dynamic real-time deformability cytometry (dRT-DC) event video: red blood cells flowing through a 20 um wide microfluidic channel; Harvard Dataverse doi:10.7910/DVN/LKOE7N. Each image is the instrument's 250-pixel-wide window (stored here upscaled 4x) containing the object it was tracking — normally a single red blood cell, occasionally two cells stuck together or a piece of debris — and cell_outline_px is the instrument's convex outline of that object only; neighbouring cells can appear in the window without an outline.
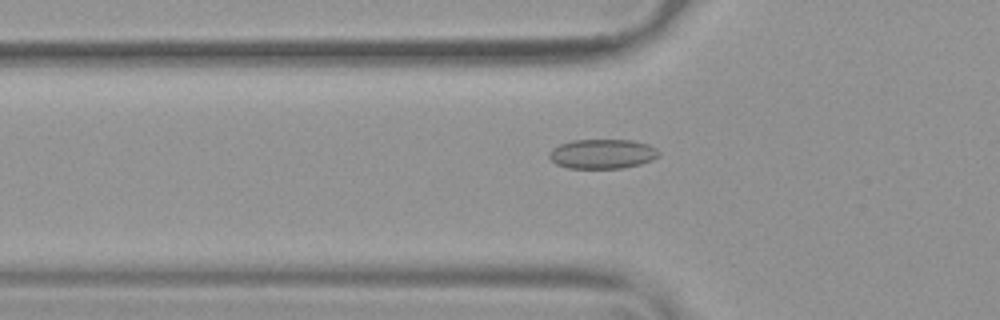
{"species": "common noctule bat (a hibernating species)", "species_latin": "Nyctalus noctula", "temperature_condition": "warm", "stored_images_in_passage": 54, "camera_frame_rate_fps": 3000, "um_per_image_px": 0.085, "animal": {"sex": "female", "body_mass_g": 19.9}, "frame": {"image": 1, "passage_image": 19, "time_ms": 6.0, "image_size_px": [1000, 320], "cell_outline_px": [[660, 156], [652, 160], [640, 164], [624, 168], [568, 168], [556, 164], [548, 156], [548, 152], [552, 148], [560, 144], [572, 140], [632, 140], [648, 144], [656, 148], [660, 152]], "centroid_in_image_um": [51.21, 13.08], "position_along_channel_um": 74.6, "area_um2": 19.02}}
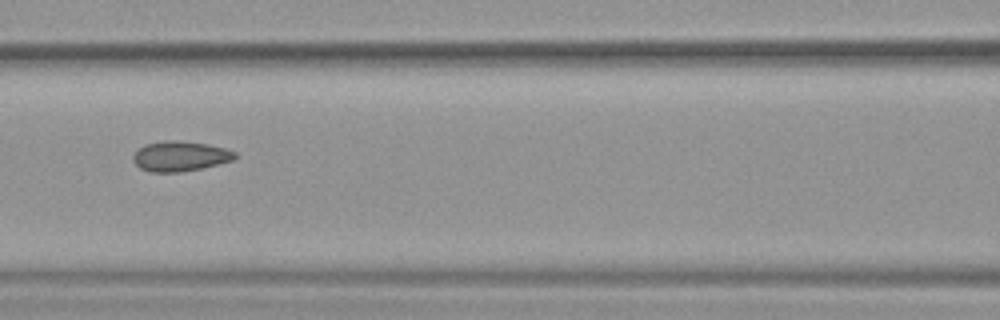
{"frame": {"image": 2, "passage_image": 25, "time_ms": 8.0, "image_size_px": [1000, 320], "cell_outline_px": [[236, 156], [232, 160], [200, 168], [180, 172], [148, 172], [140, 168], [132, 160], [132, 156], [144, 144], [164, 140], [176, 140], [208, 144], [224, 148], [236, 152]], "centroid_in_image_um": [15.26, 13.27], "position_along_channel_um": 151.3, "area_um2": 17.74}}
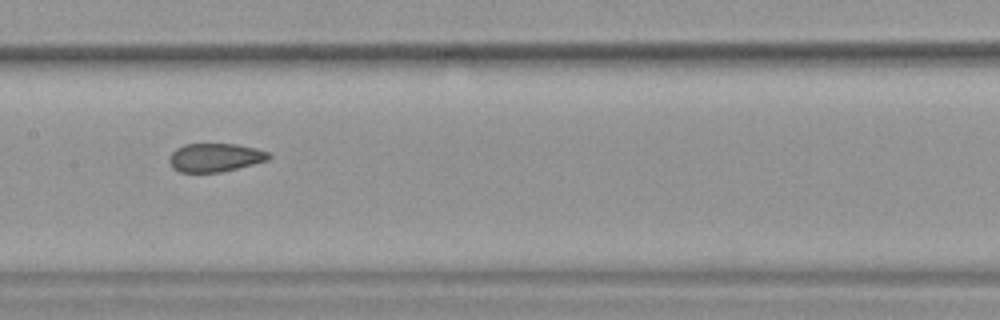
{"frame": {"image": 3, "passage_image": 28, "time_ms": 9.0, "image_size_px": [1000, 320], "cell_outline_px": [[272, 156], [268, 160], [220, 172], [180, 172], [172, 168], [168, 160], [172, 152], [176, 148], [184, 144], [236, 144], [256, 148], [268, 152]], "centroid_in_image_um": [18.26, 13.38], "position_along_channel_um": 189.1, "area_um2": 16.47}, "authors_computed_cell_mechanics": {"area_um2": 18.6983, "velocity_mm_per_s": 3.8048, "shape_relaxation_time_tau1_ms": null, "shape_relaxation_time_tau2_ms": 1.3079, "deformation_change_tau1": null, "deformation_change_tau2": 0.0729}}